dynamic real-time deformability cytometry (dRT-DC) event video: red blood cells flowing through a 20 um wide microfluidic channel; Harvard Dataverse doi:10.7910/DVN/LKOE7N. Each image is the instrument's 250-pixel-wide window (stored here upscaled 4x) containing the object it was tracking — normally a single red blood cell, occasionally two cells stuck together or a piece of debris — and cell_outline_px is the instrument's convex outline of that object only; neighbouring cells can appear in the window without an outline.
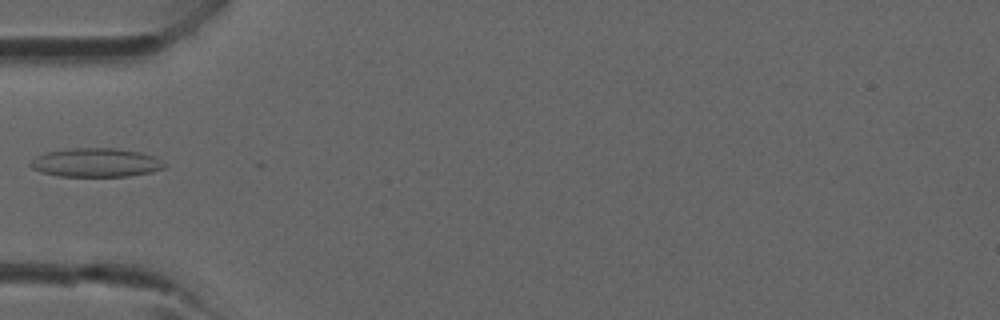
{"species": "common noctule bat (a hibernating species)", "species_latin": "Nyctalus noctula", "temperature_condition": "room temperature", "stored_images_in_passage": 1, "camera_frame_rate_fps": 3000, "um_per_image_px": 0.085, "animal": {"sex": "male", "forearm_length_mm": 52.5}, "frame": {"image": 1, "passage_image": 1, "time_ms": 0.0, "image_size_px": [1000, 320], "cell_outline_px": [[164, 168], [152, 172], [128, 176], [60, 176], [44, 172], [32, 168], [28, 164], [36, 156], [48, 152], [72, 148], [116, 148], [140, 152], [156, 156], [164, 164]], "centroid_in_image_um": [8.18, 13.81], "position_along_channel_um": 76.8, "area_um2": 22.31}}